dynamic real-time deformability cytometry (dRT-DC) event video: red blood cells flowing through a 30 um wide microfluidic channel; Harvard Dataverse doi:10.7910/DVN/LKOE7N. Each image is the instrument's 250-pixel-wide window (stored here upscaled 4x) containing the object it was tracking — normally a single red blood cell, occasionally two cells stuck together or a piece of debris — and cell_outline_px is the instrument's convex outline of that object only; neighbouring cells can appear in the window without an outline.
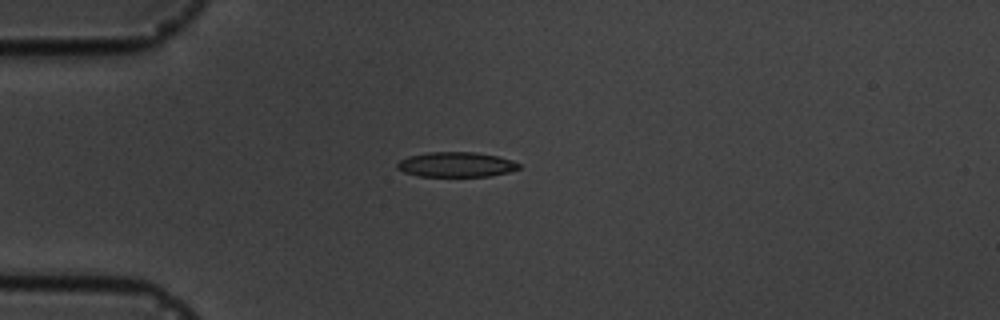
{"species": "common noctule bat (a hibernating species)", "species_latin": "Nyctalus noctula", "temperature_condition": "cold", "stored_images_in_passage": 16, "camera_frame_rate_fps": 3000, "um_per_image_px": 0.085, "animal": {"sex": "male", "body_mass_g": 19.5, "forearm_length_mm": 54.6}, "frame": {"image": 1, "passage_image": 4, "time_ms": 4.333, "image_size_px": [1000, 320], "cell_outline_px": [[520, 168], [508, 172], [488, 176], [420, 176], [404, 172], [396, 168], [396, 164], [400, 160], [408, 156], [428, 152], [476, 152], [496, 156], [512, 160], [520, 164]], "centroid_in_image_um": [38.75, 13.98], "position_along_channel_um": 46.2, "area_um2": 17.63}}
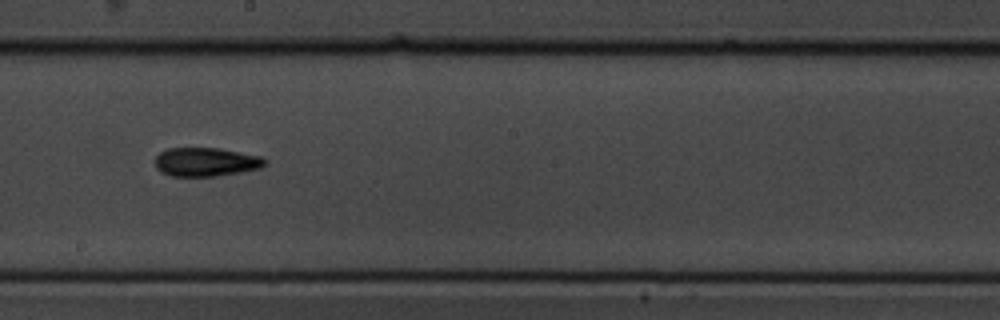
{"frame": {"image": 2, "passage_image": 9, "time_ms": 10.0, "image_size_px": [1000, 320], "cell_outline_px": [[268, 164], [260, 168], [240, 172], [216, 176], [168, 176], [160, 172], [156, 168], [156, 156], [160, 152], [168, 148], [220, 148], [260, 156], [268, 160]], "centroid_in_image_um": [17.51, 13.77], "position_along_channel_um": 230.7, "area_um2": 18.55}}
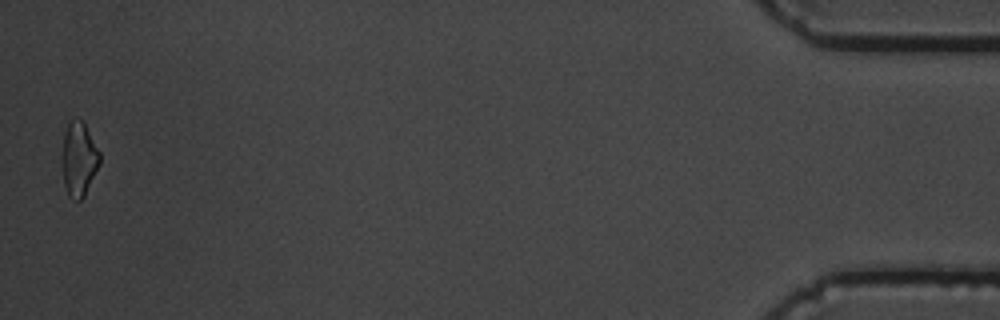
{"frame": {"image": 3, "passage_image": 16, "time_ms": 18.0, "image_size_px": [1000, 320], "cell_outline_px": [[100, 164], [84, 196], [80, 200], [76, 200], [68, 196], [64, 184], [64, 132], [68, 120], [84, 120], [100, 152]], "centroid_in_image_um": [6.74, 13.49], "position_along_channel_um": 428.5, "area_um2": 16.01}, "authors_computed_cell_mechanics": {"area_um2": 17.5712, "velocity_mm_per_s": 3.584, "shape_relaxation_time_tau1_ms": 4.2842, "shape_relaxation_time_tau2_ms": 3.7814, "deformation_change_tau1": 0.1263, "deformation_change_tau2": 0.1188}}